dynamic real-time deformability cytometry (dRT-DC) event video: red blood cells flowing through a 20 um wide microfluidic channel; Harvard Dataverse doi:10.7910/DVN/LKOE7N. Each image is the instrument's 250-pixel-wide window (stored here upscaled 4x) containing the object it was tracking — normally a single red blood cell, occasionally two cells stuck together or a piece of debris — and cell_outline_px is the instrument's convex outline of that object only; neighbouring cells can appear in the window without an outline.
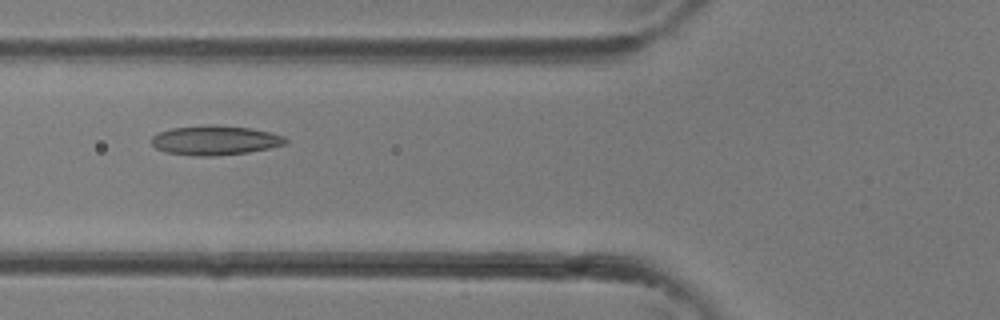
{"species": "common noctule bat (a hibernating species)", "species_latin": "Nyctalus noctula", "temperature_condition": "room temperature", "stored_images_in_passage": 34, "camera_frame_rate_fps": 3000, "um_per_image_px": 0.085, "animal": {"sex": "female"}, "frame": {"image": 1, "passage_image": 13, "time_ms": 4.0, "image_size_px": [1000, 320], "cell_outline_px": [[288, 144], [248, 152], [212, 156], [196, 156], [168, 152], [156, 148], [152, 144], [152, 136], [160, 132], [172, 128], [216, 124], [252, 128], [284, 136], [288, 140]], "centroid_in_image_um": [18.31, 11.92], "position_along_channel_um": 107.5, "area_um2": 22.89}}
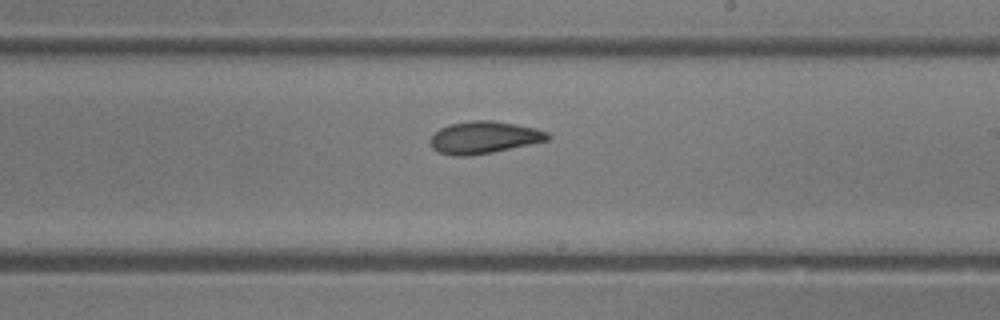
{"frame": {"image": 2, "passage_image": 20, "time_ms": 6.333, "image_size_px": [1000, 320], "cell_outline_px": [[552, 136], [548, 140], [492, 152], [468, 156], [452, 156], [440, 152], [432, 148], [428, 140], [440, 128], [448, 124], [472, 120], [492, 120], [516, 124], [536, 128], [548, 132]], "centroid_in_image_um": [41.12, 11.67], "position_along_channel_um": 247.9, "area_um2": 22.08}}
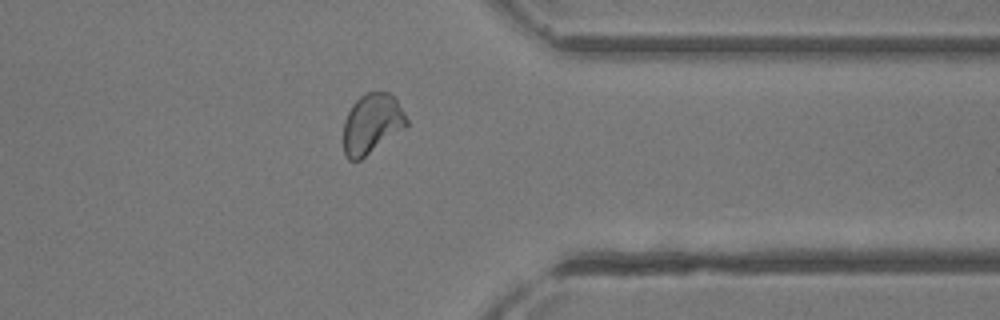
{"frame": {"image": 3, "passage_image": 27, "time_ms": 8.667, "image_size_px": [1000, 320], "cell_outline_px": [[408, 124], [404, 128], [360, 160], [348, 160], [344, 156], [344, 120], [352, 104], [364, 92], [388, 92], [396, 100], [408, 120]], "centroid_in_image_um": [31.58, 10.52], "position_along_channel_um": 379.8, "area_um2": 21.85}}